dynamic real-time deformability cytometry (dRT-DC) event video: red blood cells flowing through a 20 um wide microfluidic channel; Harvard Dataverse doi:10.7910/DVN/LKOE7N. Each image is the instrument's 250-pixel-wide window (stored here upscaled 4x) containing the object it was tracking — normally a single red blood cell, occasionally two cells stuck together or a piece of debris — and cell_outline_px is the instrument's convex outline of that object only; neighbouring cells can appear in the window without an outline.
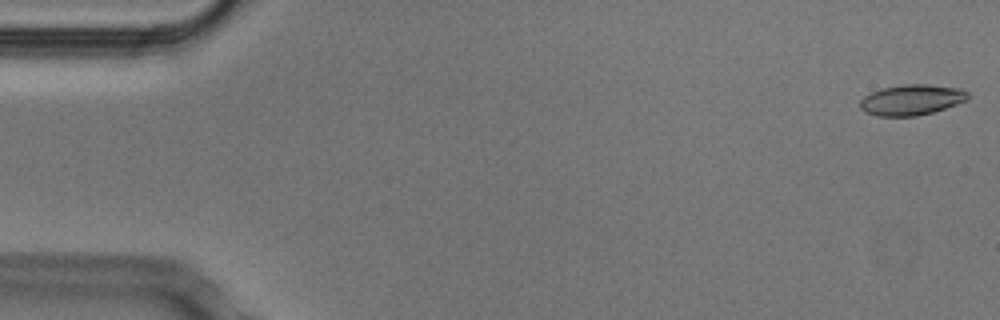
{"species": "Egyptian fruit bat (a non-hibernating species)", "species_latin": "Rousettus aegyptiacus", "temperature_condition": "cold", "stored_images_in_passage": 52, "camera_frame_rate_fps": 3000, "um_per_image_px": 0.085, "animal": {"sex": "male"}, "frame": {"image": 1, "passage_image": 1, "time_ms": 0.0, "image_size_px": [1000, 320], "cell_outline_px": [[968, 100], [932, 112], [916, 116], [876, 116], [864, 112], [860, 108], [860, 100], [864, 96], [880, 88], [904, 84], [928, 84], [960, 88], [968, 92]], "centroid_in_image_um": [77.46, 8.48], "position_along_channel_um": 7.5, "area_um2": 19.31}}
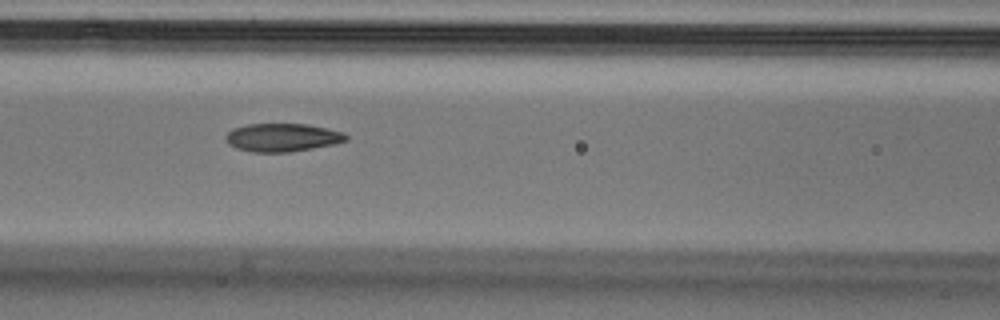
{"frame": {"image": 2, "passage_image": 22, "time_ms": 7.0, "image_size_px": [1000, 320], "cell_outline_px": [[348, 140], [336, 144], [288, 152], [252, 152], [236, 148], [228, 144], [224, 140], [224, 136], [232, 128], [248, 124], [308, 124], [344, 132], [348, 136]], "centroid_in_image_um": [23.98, 11.68], "position_along_channel_um": 142.6, "area_um2": 19.94}}
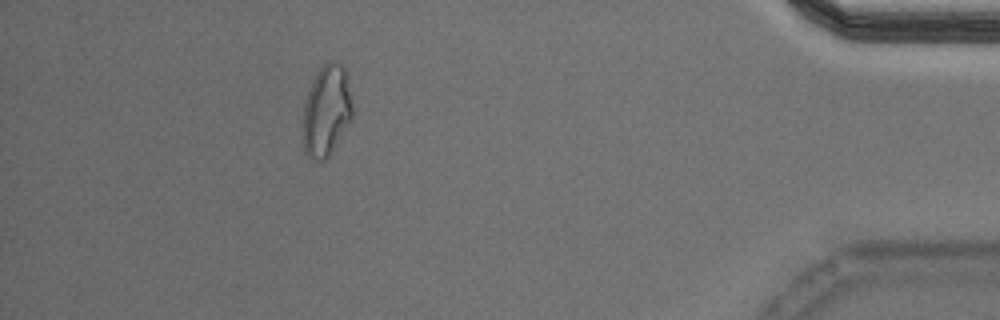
{"frame": {"image": 3, "passage_image": 47, "time_ms": 15.333, "image_size_px": [1000, 320], "cell_outline_px": [[352, 116], [328, 156], [324, 160], [316, 160], [308, 156], [304, 152], [304, 100], [312, 80], [316, 72], [324, 60], [336, 60], [344, 68], [352, 104]], "centroid_in_image_um": [27.73, 9.33], "position_along_channel_um": 407.5, "area_um2": 25.89}, "authors_computed_cell_mechanics": {"area_um2": 20.0566, "velocity_mm_per_s": 3.8048, "shape_relaxation_time_tau1_ms": null, "shape_relaxation_time_tau2_ms": 3.2345, "deformation_change_tau1": null, "deformation_change_tau2": 0.0904}}